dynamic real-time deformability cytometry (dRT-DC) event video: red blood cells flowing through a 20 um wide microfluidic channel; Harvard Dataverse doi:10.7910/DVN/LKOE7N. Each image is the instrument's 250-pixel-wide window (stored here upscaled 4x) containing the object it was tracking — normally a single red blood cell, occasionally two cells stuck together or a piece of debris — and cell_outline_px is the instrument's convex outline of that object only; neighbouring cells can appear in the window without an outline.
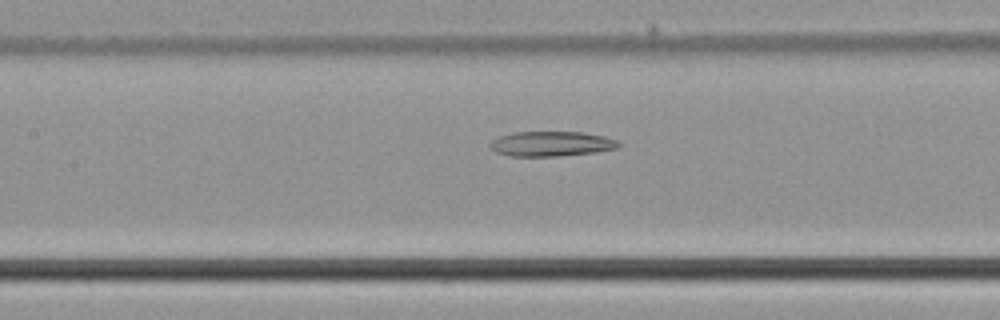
{"species": "common noctule bat (a hibernating species)", "species_latin": "Nyctalus noctula", "temperature_condition": "cold", "stored_images_in_passage": 18, "camera_frame_rate_fps": 3000, "um_per_image_px": 0.085, "animal": {"sex": "male", "body_mass_g": 21.5, "forearm_length_mm": 52.0}, "frame": {"image": 1, "passage_image": 13, "time_ms": 4.0, "image_size_px": [1000, 320], "cell_outline_px": [[624, 144], [620, 148], [596, 152], [560, 156], [512, 156], [496, 152], [488, 144], [492, 140], [500, 136], [512, 132], [584, 132], [604, 136], [616, 140]], "centroid_in_image_um": [46.92, 12.22], "position_along_channel_um": 160.5, "area_um2": 18.84}}
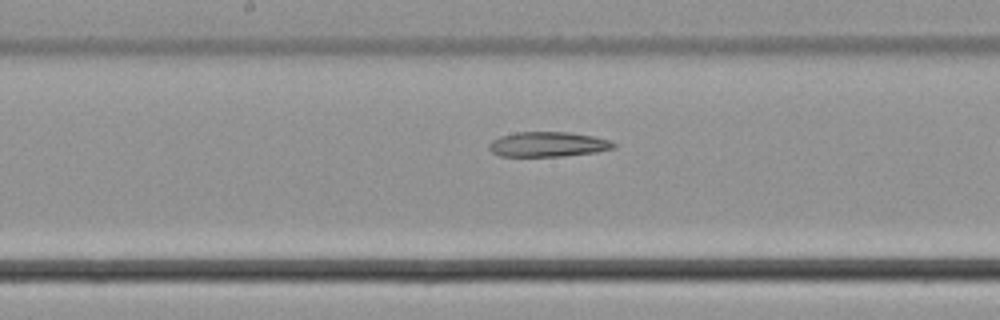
{"frame": {"image": 2, "passage_image": 16, "time_ms": 5.0, "image_size_px": [1000, 320], "cell_outline_px": [[616, 148], [596, 152], [564, 156], [500, 156], [492, 152], [488, 148], [488, 144], [492, 140], [500, 136], [516, 132], [568, 132], [592, 136], [612, 140], [616, 144]], "centroid_in_image_um": [46.59, 12.27], "position_along_channel_um": 201.6, "area_um2": 18.21}}